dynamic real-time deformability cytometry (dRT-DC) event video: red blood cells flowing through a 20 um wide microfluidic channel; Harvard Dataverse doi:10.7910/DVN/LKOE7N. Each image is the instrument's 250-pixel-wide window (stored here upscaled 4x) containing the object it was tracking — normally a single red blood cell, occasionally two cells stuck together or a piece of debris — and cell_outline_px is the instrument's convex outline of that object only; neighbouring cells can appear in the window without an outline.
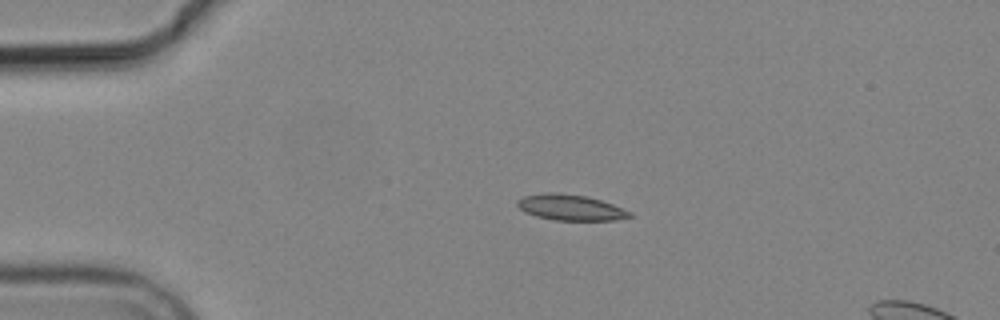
{"species": "common noctule bat (a hibernating species)", "species_latin": "Nyctalus noctula", "temperature_condition": "cold", "stored_images_in_passage": 6, "camera_frame_rate_fps": 3000, "um_per_image_px": 0.085, "animal": {"sex": "male", "body_mass_g": 19.2, "forearm_length_mm": 51.8}, "frame": {"image": 1, "passage_image": 3, "time_ms": 2.333, "image_size_px": [1000, 320], "cell_outline_px": [[632, 216], [612, 220], [556, 220], [536, 216], [524, 212], [516, 204], [516, 200], [524, 196], [548, 192], [556, 192], [588, 196], [612, 204], [632, 212]], "centroid_in_image_um": [48.46, 17.62], "position_along_channel_um": 36.5, "area_um2": 16.82}}
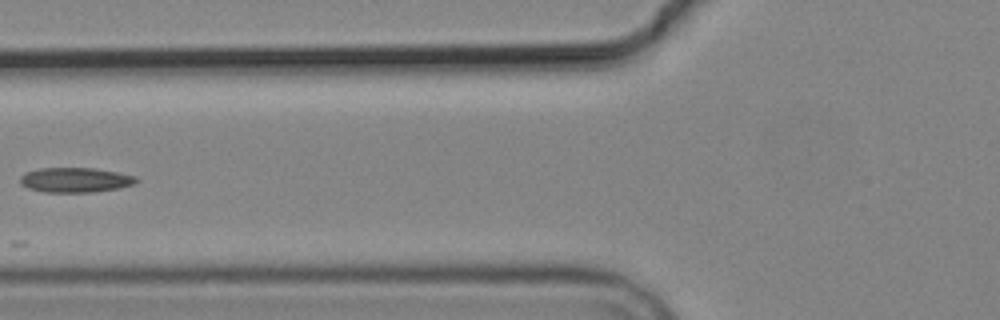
{"frame": {"image": 2, "passage_image": 6, "time_ms": 5.667, "image_size_px": [1000, 320], "cell_outline_px": [[140, 180], [136, 184], [120, 188], [92, 192], [44, 192], [28, 188], [20, 184], [20, 176], [24, 172], [40, 168], [92, 168], [116, 172], [136, 176]], "centroid_in_image_um": [6.41, 15.3], "position_along_channel_um": 119.4, "area_um2": 16.94}}